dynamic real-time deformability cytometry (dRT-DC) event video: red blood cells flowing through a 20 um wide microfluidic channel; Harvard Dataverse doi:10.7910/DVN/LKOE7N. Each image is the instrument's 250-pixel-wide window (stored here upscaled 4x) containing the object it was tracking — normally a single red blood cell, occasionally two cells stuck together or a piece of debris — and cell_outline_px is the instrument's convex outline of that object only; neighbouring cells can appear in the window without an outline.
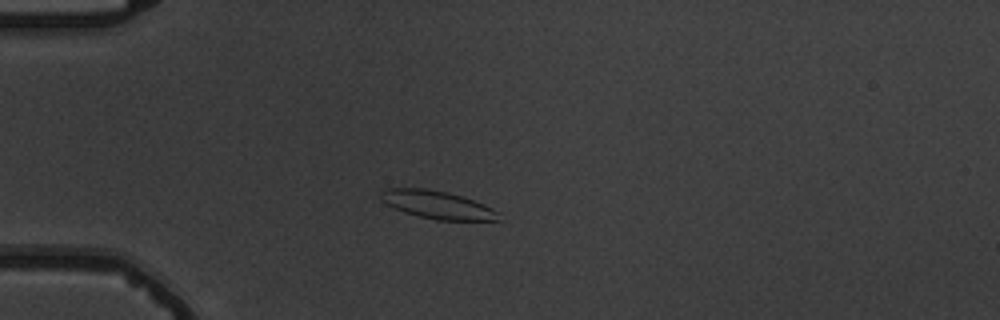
{"species": "common noctule bat (a hibernating species)", "species_latin": "Nyctalus noctula", "temperature_condition": "warm", "stored_images_in_passage": 4, "camera_frame_rate_fps": 3000, "um_per_image_px": 0.085, "animal": {"sex": "male", "body_mass_g": 19.5, "forearm_length_mm": 54.6}, "frame": {"image": 1, "passage_image": 3, "time_ms": 2.333, "image_size_px": [1000, 320], "cell_outline_px": [[500, 220], [436, 220], [404, 212], [380, 200], [380, 192], [384, 188], [424, 188], [448, 192], [484, 204], [500, 212]], "centroid_in_image_um": [37.17, 17.4], "position_along_channel_um": 47.8, "area_um2": 19.07}}